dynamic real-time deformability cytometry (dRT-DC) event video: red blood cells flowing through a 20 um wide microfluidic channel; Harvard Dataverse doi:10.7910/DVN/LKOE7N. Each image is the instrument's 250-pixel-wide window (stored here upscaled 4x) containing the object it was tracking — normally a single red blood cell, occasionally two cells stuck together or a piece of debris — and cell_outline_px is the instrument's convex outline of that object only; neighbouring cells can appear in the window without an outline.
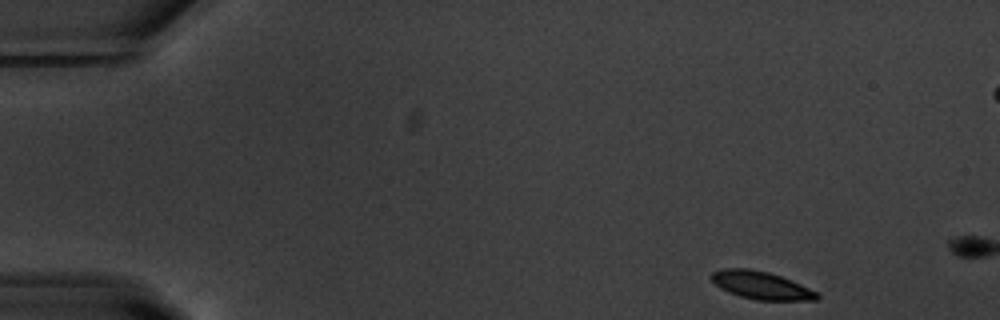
{"species": "common noctule bat (a hibernating species)", "species_latin": "Nyctalus noctula", "temperature_condition": "warm", "stored_images_in_passage": 9, "camera_frame_rate_fps": 3000, "um_per_image_px": 0.085, "animal": {"sex": "male", "body_mass_g": 20.1, "forearm_length_mm": 53.5}, "frame": {"image": 1, "passage_image": 1, "time_ms": 0.0, "image_size_px": [1000, 320], "cell_outline_px": [[820, 296], [816, 300], [756, 300], [740, 296], [728, 292], [720, 288], [708, 276], [712, 272], [720, 268], [748, 268], [768, 272], [792, 280], [820, 292]], "centroid_in_image_um": [64.7, 24.24], "position_along_channel_um": 20.3, "area_um2": 17.34}}